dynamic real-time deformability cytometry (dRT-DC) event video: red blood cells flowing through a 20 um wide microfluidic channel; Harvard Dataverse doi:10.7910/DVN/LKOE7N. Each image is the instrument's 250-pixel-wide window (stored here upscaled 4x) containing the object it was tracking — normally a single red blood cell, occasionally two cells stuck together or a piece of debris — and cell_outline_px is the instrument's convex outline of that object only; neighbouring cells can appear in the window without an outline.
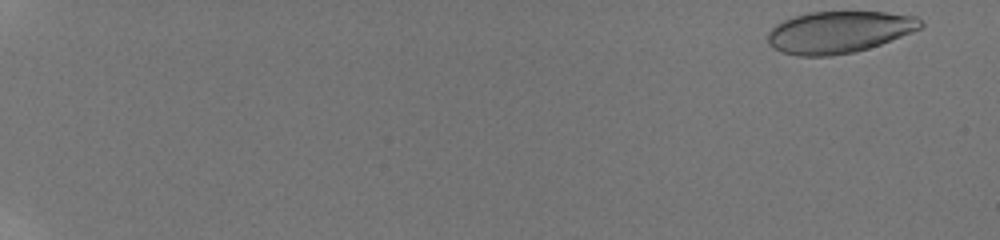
{"species": "human", "species_latin": "Homo sapiens", "temperature_condition": "room temperature", "stored_images_in_passage": 43, "camera_frame_rate_fps": 3000, "um_per_image_px": 0.085, "donor": {"sex": "male"}, "frame": {"image": 1, "passage_image": 1, "time_ms": 0.0, "image_size_px": [1000, 240], "cell_outline_px": [[924, 24], [920, 28], [912, 32], [880, 44], [868, 48], [852, 52], [832, 56], [800, 56], [784, 52], [772, 48], [768, 44], [768, 32], [776, 24], [784, 20], [808, 12], [884, 12], [916, 16]], "centroid_in_image_um": [71.29, 2.73], "position_along_channel_um": 13.7, "area_um2": 37.05}}
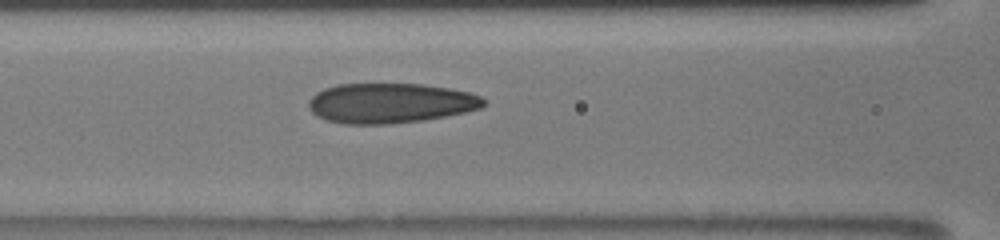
{"frame": {"image": 2, "passage_image": 23, "time_ms": 8.667, "image_size_px": [1000, 240], "cell_outline_px": [[484, 104], [480, 108], [464, 112], [424, 120], [388, 124], [344, 124], [328, 120], [316, 116], [308, 108], [308, 100], [316, 92], [324, 88], [336, 84], [424, 84], [448, 88], [468, 92], [480, 96], [484, 100]], "centroid_in_image_um": [33.12, 8.76], "position_along_channel_um": 133.5, "area_um2": 40.75}}
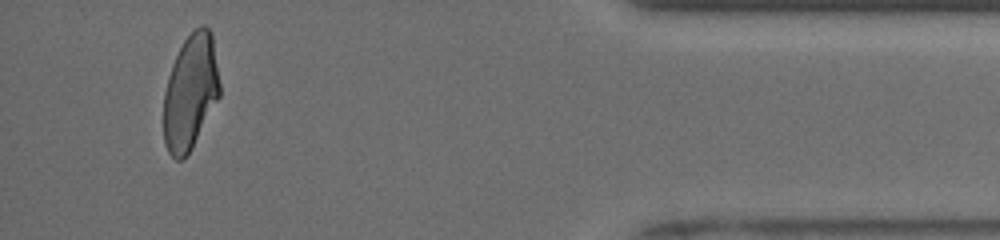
{"frame": {"image": 3, "passage_image": 42, "time_ms": 17.0, "image_size_px": [1000, 240], "cell_outline_px": [[220, 96], [192, 148], [184, 160], [176, 160], [168, 152], [164, 144], [164, 92], [168, 76], [172, 64], [184, 40], [200, 24], [204, 24], [212, 32], [220, 84]], "centroid_in_image_um": [16.19, 7.84], "position_along_channel_um": 419.0, "area_um2": 37.8}, "authors_computed_cell_mechanics": {"area_um2": 39.8242, "velocity_mm_per_s": 3.9365, "shape_relaxation_time_tau1_ms": 9.7214, "shape_relaxation_time_tau2_ms": 1.2779, "deformation_change_tau1": 0.2519, "deformation_change_tau2": 0.0803}}